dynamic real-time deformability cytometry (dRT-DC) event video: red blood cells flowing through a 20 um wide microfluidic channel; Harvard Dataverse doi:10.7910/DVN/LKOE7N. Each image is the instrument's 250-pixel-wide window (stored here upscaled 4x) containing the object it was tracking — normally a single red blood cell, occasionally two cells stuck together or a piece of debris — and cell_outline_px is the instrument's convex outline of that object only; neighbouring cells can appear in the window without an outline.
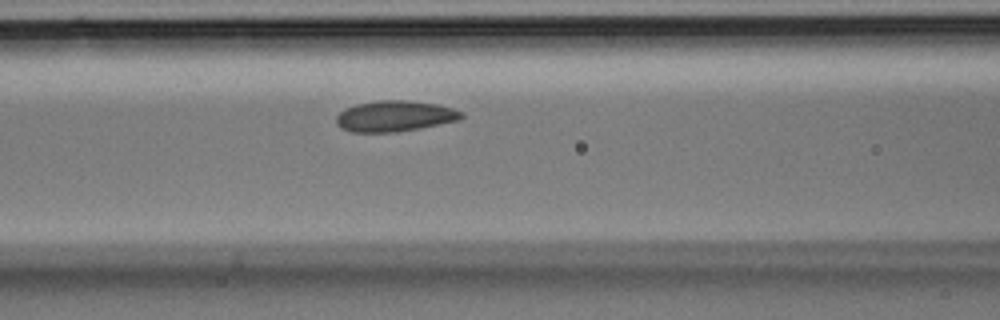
{"species": "Egyptian fruit bat (a non-hibernating species)", "species_latin": "Rousettus aegyptiacus", "temperature_condition": "room temperature", "stored_images_in_passage": 23, "camera_frame_rate_fps": 3000, "um_per_image_px": 0.085, "animal": {"sex": "male"}, "frame": {"image": 1, "passage_image": 6, "time_ms": 1.667, "image_size_px": [1000, 320], "cell_outline_px": [[464, 116], [460, 120], [420, 128], [396, 132], [352, 132], [340, 128], [336, 124], [336, 116], [340, 112], [356, 104], [380, 100], [404, 100], [436, 104], [452, 108], [464, 112]], "centroid_in_image_um": [33.56, 9.88], "position_along_channel_um": 133.0, "area_um2": 22.48}}
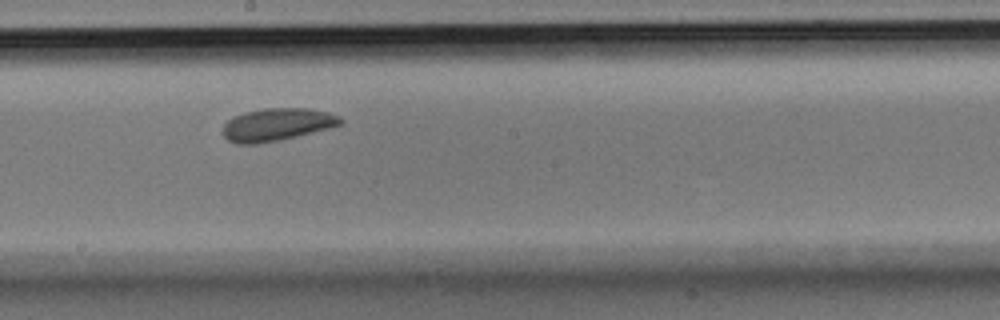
{"frame": {"image": 2, "passage_image": 11, "time_ms": 3.333, "image_size_px": [1000, 320], "cell_outline_px": [[344, 124], [280, 140], [256, 144], [236, 144], [228, 140], [224, 136], [224, 124], [232, 116], [244, 112], [264, 108], [308, 108], [328, 112], [340, 116], [344, 120]], "centroid_in_image_um": [23.55, 10.58], "position_along_channel_um": 224.6, "area_um2": 22.43}}
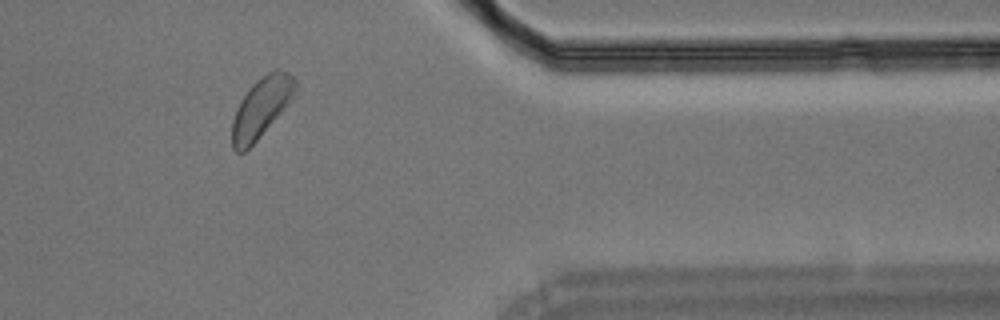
{"frame": {"image": 3, "passage_image": 21, "time_ms": 6.667, "image_size_px": [1000, 320], "cell_outline_px": [[296, 88], [292, 96], [280, 112], [256, 140], [244, 152], [236, 152], [232, 148], [232, 120], [236, 108], [240, 100], [248, 88], [256, 80], [268, 72], [276, 68], [288, 72], [296, 80]], "centroid_in_image_um": [22.16, 9.11], "position_along_channel_um": 389.2, "area_um2": 21.62}}